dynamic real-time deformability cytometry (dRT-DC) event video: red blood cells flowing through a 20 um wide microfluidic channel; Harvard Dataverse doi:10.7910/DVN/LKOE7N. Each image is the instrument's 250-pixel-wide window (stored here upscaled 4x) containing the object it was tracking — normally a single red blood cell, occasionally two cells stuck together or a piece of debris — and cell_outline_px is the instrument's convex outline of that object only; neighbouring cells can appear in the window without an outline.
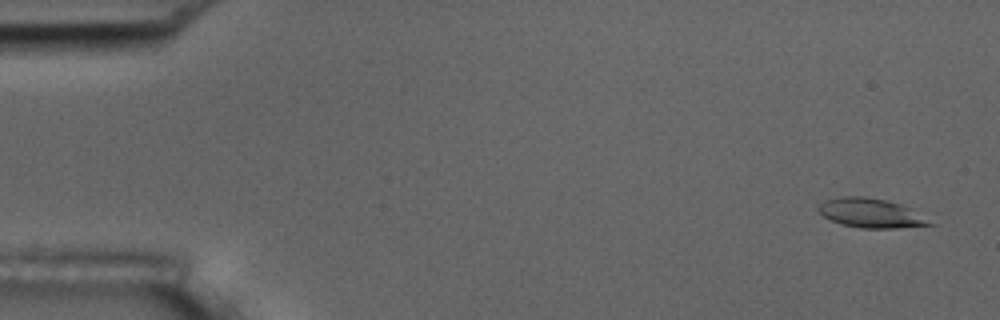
{"species": "common noctule bat (a hibernating species)", "species_latin": "Nyctalus noctula", "temperature_condition": "room temperature", "stored_images_in_passage": 4, "camera_frame_rate_fps": 3000, "um_per_image_px": 0.085, "animal": {"sex": "male", "body_mass_g": 17.5, "forearm_length_mm": 52.3}, "frame": {"image": 1, "passage_image": 1, "time_ms": 0.0, "image_size_px": [1000, 320], "cell_outline_px": [[936, 224], [896, 228], [860, 228], [840, 224], [824, 216], [816, 208], [824, 200], [840, 196], [864, 196], [884, 200], [900, 204], [908, 208]], "centroid_in_image_um": [73.96, 18.11], "position_along_channel_um": 11.0, "area_um2": 18.73}}